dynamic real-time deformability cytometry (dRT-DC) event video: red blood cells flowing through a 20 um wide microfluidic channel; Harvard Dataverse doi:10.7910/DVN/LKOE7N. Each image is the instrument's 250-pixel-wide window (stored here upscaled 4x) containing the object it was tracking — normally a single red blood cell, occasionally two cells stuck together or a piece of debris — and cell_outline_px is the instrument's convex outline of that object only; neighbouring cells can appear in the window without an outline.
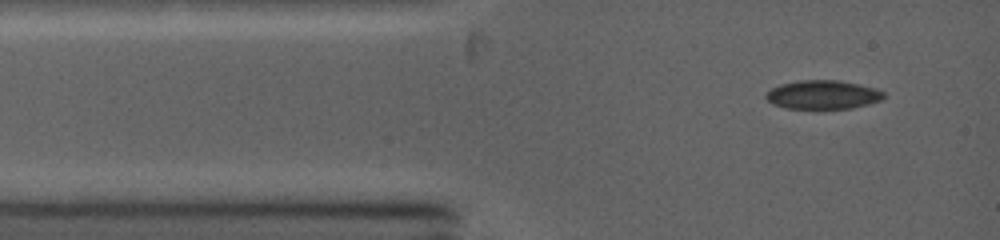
{"species": "common noctule bat (a hibernating species)", "species_latin": "Nyctalus noctula", "temperature_condition": "warm", "stored_images_in_passage": 6, "camera_frame_rate_fps": 5000, "um_per_image_px": 0.085, "animal": {"sex": "female", "body_mass_g": 19.0, "forearm_length_mm": 53.3}, "frame": {"image": 1, "passage_image": 1, "time_ms": 0.0, "image_size_px": [1000, 240], "cell_outline_px": [[884, 96], [880, 100], [868, 104], [852, 108], [784, 108], [772, 104], [764, 96], [772, 88], [780, 84], [800, 80], [836, 80], [860, 84], [876, 88], [884, 92]], "centroid_in_image_um": [69.94, 8.04], "position_along_channel_um": 15.1, "area_um2": 19.65}}
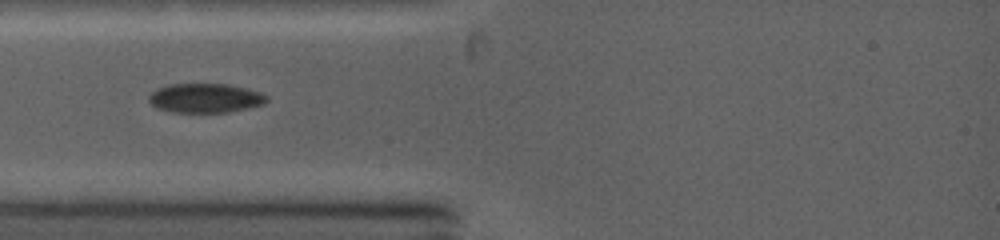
{"frame": {"image": 2, "passage_image": 3, "time_ms": 2.0, "image_size_px": [1000, 240], "cell_outline_px": [[268, 100], [264, 104], [248, 108], [228, 112], [172, 112], [156, 108], [148, 100], [148, 96], [156, 88], [168, 84], [228, 84], [260, 92], [268, 96]], "centroid_in_image_um": [17.43, 8.33], "position_along_channel_um": 67.6, "area_um2": 20.17}}
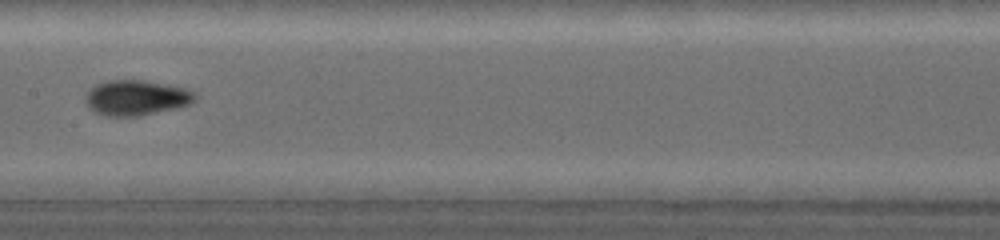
{"frame": {"image": 3, "passage_image": 6, "time_ms": 5.0, "image_size_px": [1000, 240], "cell_outline_px": [[196, 100], [180, 108], [140, 116], [104, 116], [92, 112], [88, 108], [84, 100], [88, 92], [92, 88], [100, 84], [112, 80], [144, 80], [184, 88], [196, 92]], "centroid_in_image_um": [11.59, 8.34], "position_along_channel_um": 195.8, "area_um2": 22.6}}